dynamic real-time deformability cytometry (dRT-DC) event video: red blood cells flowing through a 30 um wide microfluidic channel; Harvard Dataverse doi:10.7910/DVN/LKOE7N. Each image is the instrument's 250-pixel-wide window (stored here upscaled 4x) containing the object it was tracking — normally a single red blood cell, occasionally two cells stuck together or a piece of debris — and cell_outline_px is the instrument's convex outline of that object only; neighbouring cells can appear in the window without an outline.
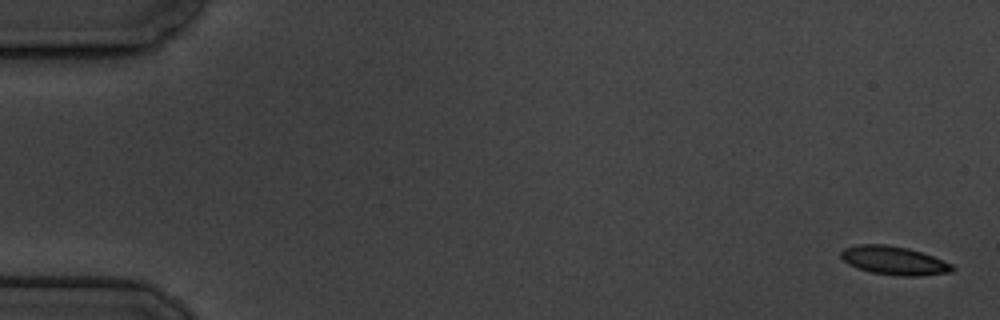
{"species": "common noctule bat (a hibernating species)", "species_latin": "Nyctalus noctula", "temperature_condition": "cold", "stored_images_in_passage": 5, "camera_frame_rate_fps": 3000, "um_per_image_px": 0.085, "animal": {"sex": "male", "body_mass_g": 19.5, "forearm_length_mm": 54.6}, "frame": {"image": 1, "passage_image": 1, "time_ms": 0.0, "image_size_px": [1000, 320], "cell_outline_px": [[956, 268], [952, 272], [920, 276], [896, 276], [872, 272], [856, 268], [848, 264], [840, 256], [840, 252], [844, 248], [856, 244], [884, 244], [908, 248], [932, 256], [952, 264]], "centroid_in_image_um": [75.98, 22.15], "position_along_channel_um": 9.0, "area_um2": 18.61}}
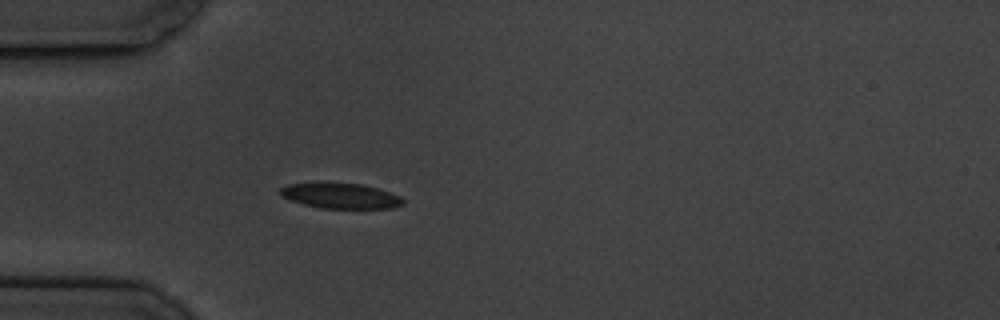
{"frame": {"image": 2, "passage_image": 5, "time_ms": 5.333, "image_size_px": [1000, 320], "cell_outline_px": [[404, 204], [392, 208], [320, 208], [304, 204], [280, 196], [280, 188], [288, 184], [360, 184], [376, 188], [400, 196], [404, 200]], "centroid_in_image_um": [28.97, 16.67], "position_along_channel_um": 56.0, "area_um2": 17.57}}